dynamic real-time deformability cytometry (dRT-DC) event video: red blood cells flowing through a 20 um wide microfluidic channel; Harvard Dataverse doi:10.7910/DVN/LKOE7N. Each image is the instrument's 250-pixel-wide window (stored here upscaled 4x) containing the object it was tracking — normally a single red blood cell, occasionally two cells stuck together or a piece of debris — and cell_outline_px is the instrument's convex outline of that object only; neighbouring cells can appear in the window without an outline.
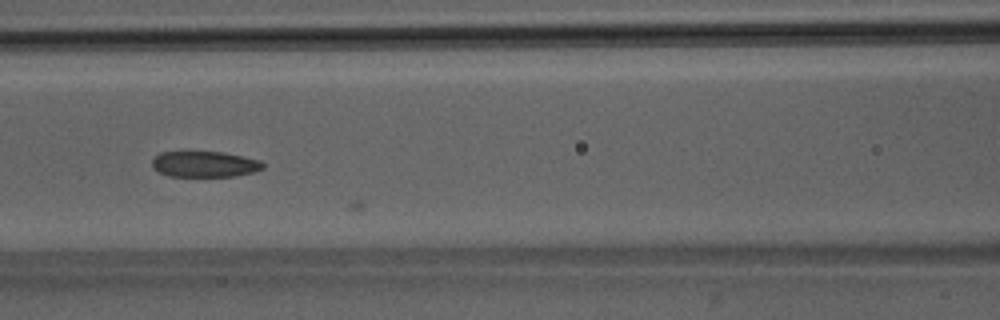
{"species": "Egyptian fruit bat (a non-hibernating species)", "species_latin": "Rousettus aegyptiacus", "temperature_condition": "room temperature", "stored_images_in_passage": 4, "camera_frame_rate_fps": 3000, "um_per_image_px": 0.085, "animal": {"sex": "male"}, "frame": {"image": 1, "passage_image": 4, "time_ms": 3.333, "image_size_px": [1000, 320], "cell_outline_px": [[264, 168], [252, 172], [236, 176], [168, 176], [152, 168], [152, 160], [160, 152], [184, 148], [188, 148], [224, 152], [244, 156], [260, 160], [264, 164]], "centroid_in_image_um": [17.33, 13.89], "position_along_channel_um": 149.3, "area_um2": 17.69}}